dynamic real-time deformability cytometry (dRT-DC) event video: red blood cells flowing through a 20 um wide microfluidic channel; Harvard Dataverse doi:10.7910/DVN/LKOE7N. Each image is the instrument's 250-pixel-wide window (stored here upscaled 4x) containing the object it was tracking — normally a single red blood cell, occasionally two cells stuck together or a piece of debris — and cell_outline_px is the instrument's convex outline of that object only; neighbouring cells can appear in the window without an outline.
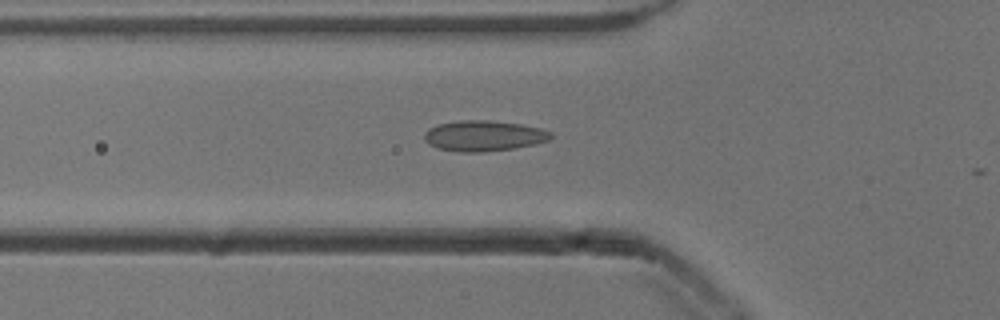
{"species": "common noctule bat (a hibernating species)", "species_latin": "Nyctalus noctula", "temperature_condition": "cold", "stored_images_in_passage": 11, "camera_frame_rate_fps": 3000, "um_per_image_px": 0.085, "animal": {"sex": "male", "body_mass_g": 13.3}, "frame": {"image": 1, "passage_image": 9, "time_ms": 2.667, "image_size_px": [1000, 320], "cell_outline_px": [[552, 136], [548, 140], [536, 144], [512, 148], [484, 152], [460, 152], [440, 148], [428, 144], [424, 140], [424, 132], [428, 128], [436, 124], [460, 120], [492, 120], [520, 124], [540, 128], [552, 132]], "centroid_in_image_um": [41.09, 11.53], "position_along_channel_um": 84.7, "area_um2": 22.66}}